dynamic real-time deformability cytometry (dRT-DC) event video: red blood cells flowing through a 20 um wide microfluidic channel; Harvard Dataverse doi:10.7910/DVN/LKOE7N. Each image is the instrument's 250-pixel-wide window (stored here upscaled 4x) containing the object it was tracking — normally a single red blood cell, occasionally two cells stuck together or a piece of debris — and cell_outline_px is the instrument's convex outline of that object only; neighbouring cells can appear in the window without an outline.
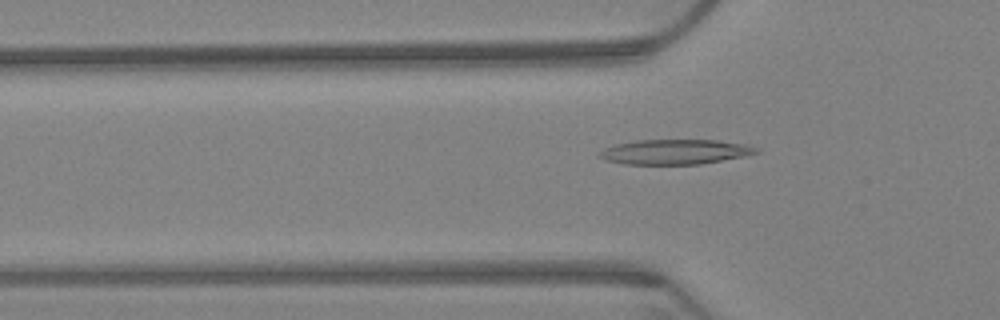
{"species": "Egyptian fruit bat (a non-hibernating species)", "species_latin": "Rousettus aegyptiacus", "temperature_condition": "warm", "stored_images_in_passage": 63, "camera_frame_rate_fps": 3000, "um_per_image_px": 0.085, "animal": {"sex": "female"}, "frame": {"image": 1, "passage_image": 20, "time_ms": 6.333, "image_size_px": [1000, 320], "cell_outline_px": [[760, 152], [748, 156], [700, 164], [624, 164], [604, 160], [596, 156], [596, 152], [604, 148], [616, 144], [636, 140], [716, 140], [744, 144], [760, 148]], "centroid_in_image_um": [57.36, 12.91], "position_along_channel_um": 68.4, "area_um2": 23.06}}
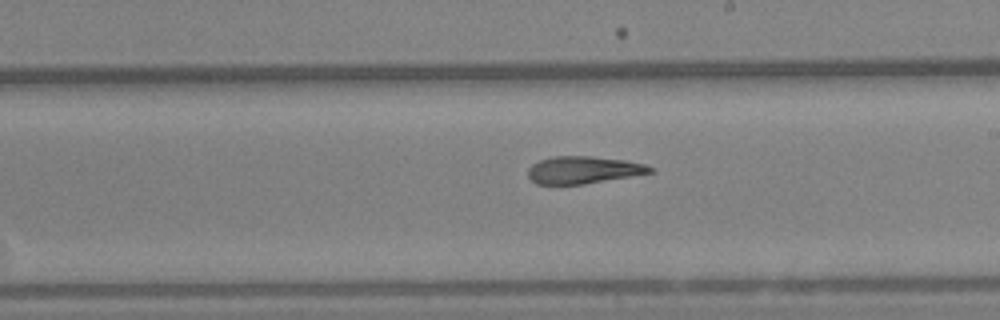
{"frame": {"image": 2, "passage_image": 36, "time_ms": 11.667, "image_size_px": [1000, 320], "cell_outline_px": [[652, 172], [584, 184], [536, 184], [528, 176], [528, 168], [532, 164], [540, 160], [552, 156], [592, 156], [624, 160], [644, 164], [652, 168]], "centroid_in_image_um": [49.52, 14.44], "position_along_channel_um": 239.5, "area_um2": 19.19}}
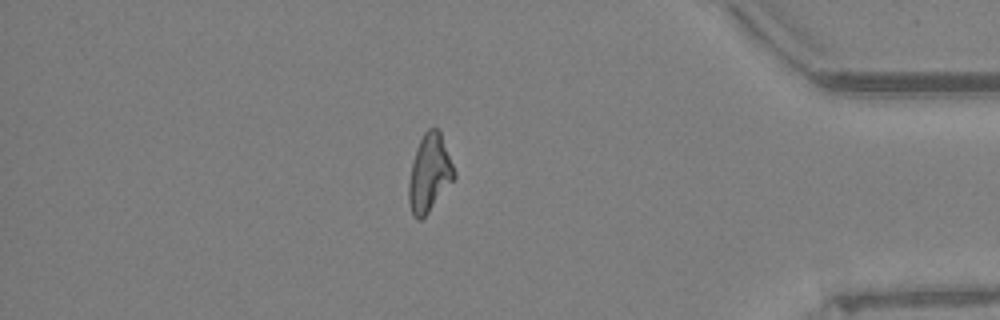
{"frame": {"image": 3, "passage_image": 54, "time_ms": 17.667, "image_size_px": [1000, 320], "cell_outline_px": [[456, 176], [428, 212], [420, 220], [416, 220], [412, 212], [408, 200], [408, 184], [412, 164], [416, 148], [424, 132], [428, 128], [436, 128], [440, 132], [456, 172]], "centroid_in_image_um": [36.49, 14.71], "position_along_channel_um": 398.7, "area_um2": 20.17}, "authors_computed_cell_mechanics": {"area_um2": 20.6924, "velocity_mm_per_s": 3.2163, "shape_relaxation_time_tau1_ms": null, "shape_relaxation_time_tau2_ms": 5.1135, "deformation_change_tau1": null, "deformation_change_tau2": 0.1471}}